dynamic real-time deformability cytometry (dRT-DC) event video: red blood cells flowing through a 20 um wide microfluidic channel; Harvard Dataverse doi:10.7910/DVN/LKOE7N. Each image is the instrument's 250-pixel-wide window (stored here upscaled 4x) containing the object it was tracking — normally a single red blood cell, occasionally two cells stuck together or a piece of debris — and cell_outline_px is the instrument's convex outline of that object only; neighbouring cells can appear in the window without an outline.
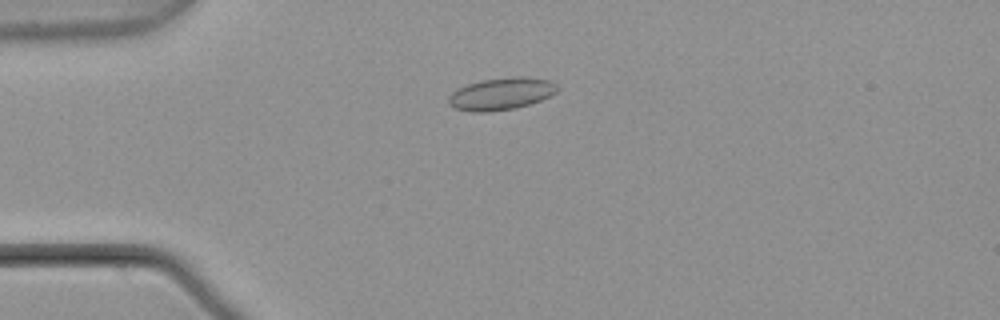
{"species": "common noctule bat (a hibernating species)", "species_latin": "Nyctalus noctula", "temperature_condition": "warm", "stored_images_in_passage": 55, "camera_frame_rate_fps": 3000, "um_per_image_px": 0.085, "animal": {"sex": "male", "body_mass_g": 21.5, "forearm_length_mm": 52.0}, "frame": {"image": 1, "passage_image": 14, "time_ms": 4.333, "image_size_px": [1000, 320], "cell_outline_px": [[556, 92], [540, 100], [516, 108], [488, 112], [472, 112], [452, 108], [448, 104], [448, 96], [452, 92], [468, 84], [480, 80], [512, 76], [524, 76], [548, 80], [556, 84]], "centroid_in_image_um": [42.55, 7.97], "position_along_channel_um": 42.5, "area_um2": 20.4}}
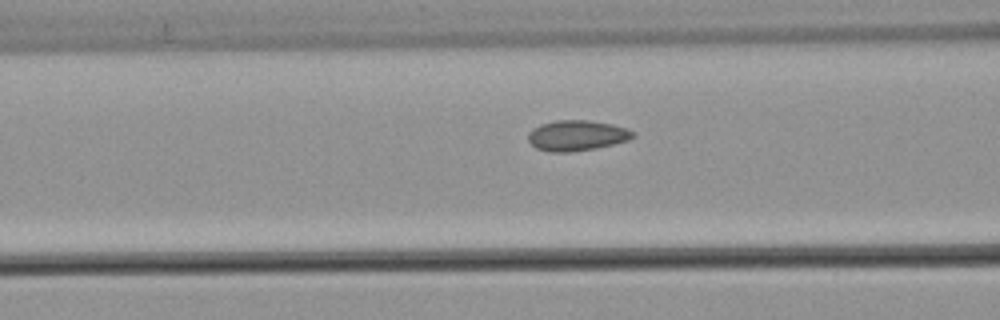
{"frame": {"image": 2, "passage_image": 22, "time_ms": 7.0, "image_size_px": [1000, 320], "cell_outline_px": [[636, 136], [628, 140], [596, 148], [572, 152], [548, 152], [536, 148], [528, 140], [528, 132], [540, 124], [556, 120], [588, 120], [612, 124], [628, 128], [636, 132]], "centroid_in_image_um": [49.05, 11.51], "position_along_channel_um": 117.6, "area_um2": 18.79}}
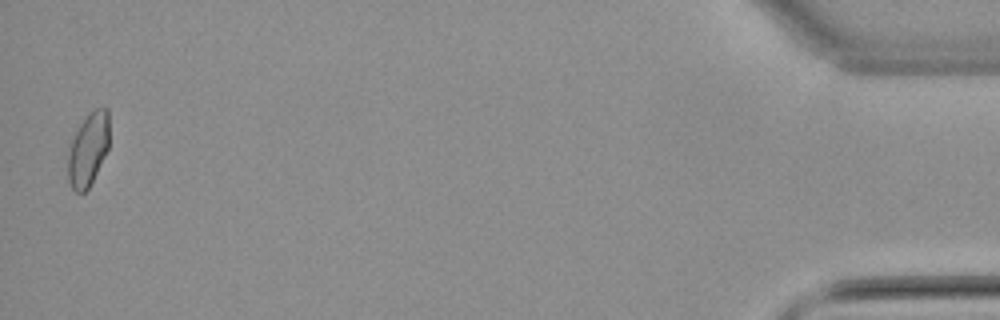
{"frame": {"image": 3, "passage_image": 54, "time_ms": 17.667, "image_size_px": [1000, 320], "cell_outline_px": [[108, 148], [88, 188], [84, 192], [76, 192], [72, 188], [68, 180], [68, 156], [72, 140], [80, 124], [96, 108], [108, 108]], "centroid_in_image_um": [7.49, 12.71], "position_along_channel_um": 427.7, "area_um2": 16.99}, "authors_computed_cell_mechanics": {"area_um2": 17.9758, "velocity_mm_per_s": 3.7644, "shape_relaxation_time_tau1_ms": null, "shape_relaxation_time_tau2_ms": 1.1882, "deformation_change_tau1": null, "deformation_change_tau2": 0.0493}}